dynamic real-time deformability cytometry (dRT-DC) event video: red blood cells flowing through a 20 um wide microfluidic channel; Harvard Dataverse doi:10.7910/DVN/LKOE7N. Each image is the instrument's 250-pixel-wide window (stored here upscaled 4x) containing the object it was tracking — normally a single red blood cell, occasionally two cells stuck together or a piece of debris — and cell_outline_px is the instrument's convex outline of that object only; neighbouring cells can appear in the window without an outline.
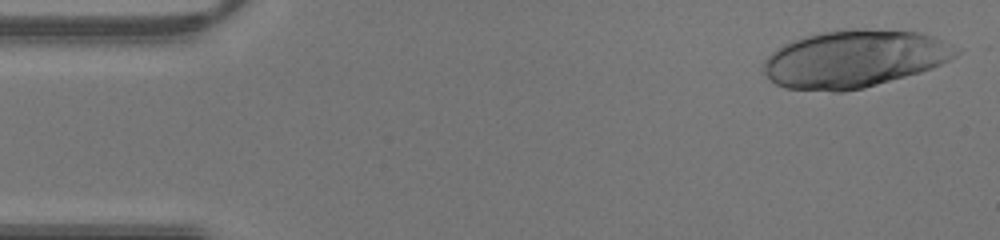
{"species": "human", "species_latin": "Homo sapiens", "temperature_condition": "warm", "stored_images_in_passage": 19, "camera_frame_rate_fps": 3000, "um_per_image_px": 0.085, "donor": {"sex": "male"}, "frame": {"image": 1, "passage_image": 1, "time_ms": 0.0, "image_size_px": [1000, 240], "cell_outline_px": [[960, 52], [956, 56], [932, 68], [920, 72], [864, 88], [844, 92], [832, 92], [784, 88], [776, 84], [760, 68], [760, 64], [776, 48], [792, 40], [804, 36], [844, 28], [864, 28], [920, 32], [932, 36], [940, 40]], "centroid_in_image_um": [72.55, 5.0], "position_along_channel_um": 12.5, "area_um2": 64.62}}